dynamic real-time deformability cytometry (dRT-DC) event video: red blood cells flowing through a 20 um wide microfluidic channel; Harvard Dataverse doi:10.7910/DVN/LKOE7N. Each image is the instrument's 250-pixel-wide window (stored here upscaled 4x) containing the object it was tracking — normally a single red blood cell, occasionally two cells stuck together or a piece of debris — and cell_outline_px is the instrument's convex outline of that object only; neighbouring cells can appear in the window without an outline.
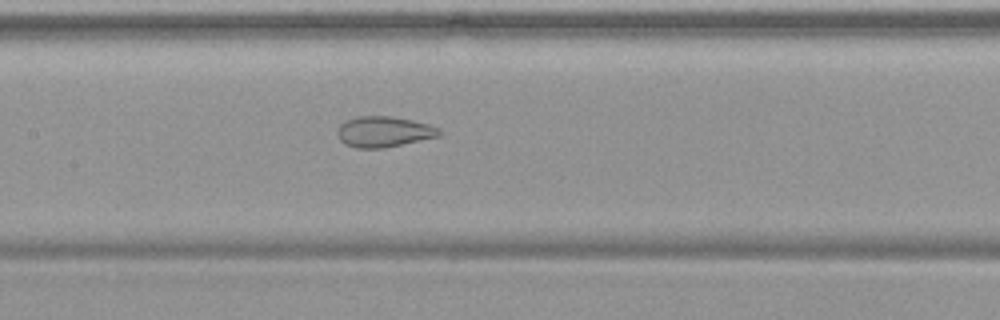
{"species": "common noctule bat (a hibernating species)", "species_latin": "Nyctalus noctula", "temperature_condition": "warm", "stored_images_in_passage": 54, "camera_frame_rate_fps": 3000, "um_per_image_px": 0.085, "animal": {"sex": "female", "body_mass_g": 19.9}, "frame": {"image": 1, "passage_image": 27, "time_ms": 8.667, "image_size_px": [1000, 320], "cell_outline_px": [[444, 132], [440, 136], [384, 148], [356, 148], [344, 144], [340, 140], [336, 132], [340, 124], [356, 116], [392, 116], [412, 120], [428, 124], [440, 128]], "centroid_in_image_um": [32.64, 11.2], "position_along_channel_um": 174.8, "area_um2": 18.38}}
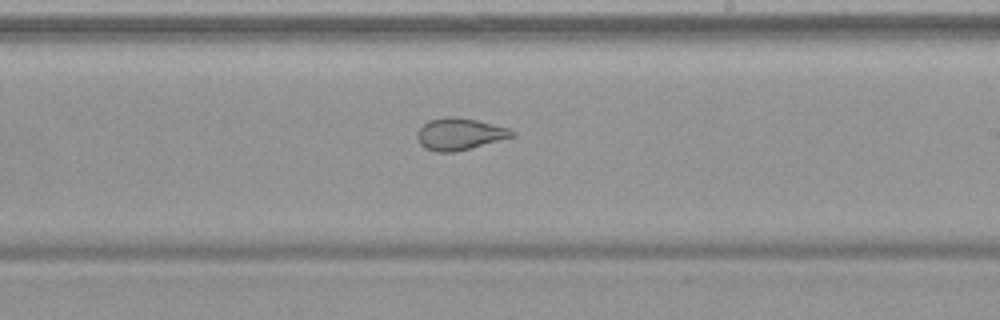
{"frame": {"image": 2, "passage_image": 33, "time_ms": 10.667, "image_size_px": [1000, 320], "cell_outline_px": [[516, 136], [452, 152], [436, 152], [424, 148], [420, 144], [416, 136], [416, 132], [428, 120], [444, 116], [456, 116], [476, 120], [512, 128], [516, 132]], "centroid_in_image_um": [39.07, 11.37], "position_along_channel_um": 249.9, "area_um2": 17.74}}
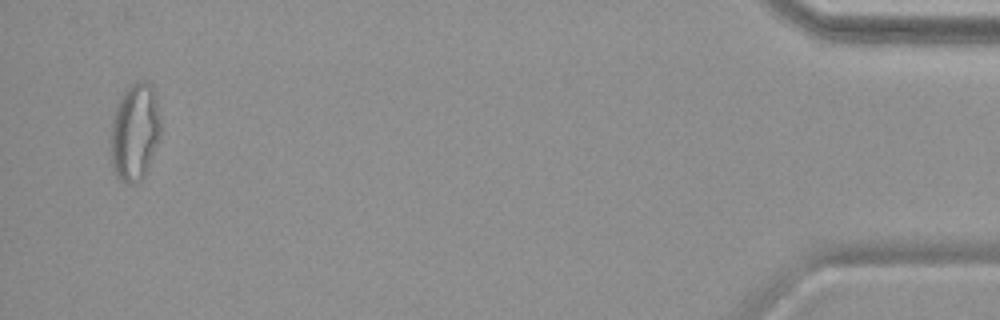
{"frame": {"image": 3, "passage_image": 53, "time_ms": 17.333, "image_size_px": [1000, 320], "cell_outline_px": [[160, 136], [148, 168], [144, 176], [140, 180], [132, 184], [128, 184], [112, 168], [112, 120], [116, 104], [124, 92], [132, 84], [140, 80], [144, 80], [152, 84], [160, 116]], "centroid_in_image_um": [11.49, 11.18], "position_along_channel_um": 423.7, "area_um2": 27.92}, "authors_computed_cell_mechanics": {"area_um2": 24.3916, "velocity_mm_per_s": 3.7827, "shape_relaxation_time_tau1_ms": null, "shape_relaxation_time_tau2_ms": 1.3573, "deformation_change_tau1": null, "deformation_change_tau2": 0.0907}}